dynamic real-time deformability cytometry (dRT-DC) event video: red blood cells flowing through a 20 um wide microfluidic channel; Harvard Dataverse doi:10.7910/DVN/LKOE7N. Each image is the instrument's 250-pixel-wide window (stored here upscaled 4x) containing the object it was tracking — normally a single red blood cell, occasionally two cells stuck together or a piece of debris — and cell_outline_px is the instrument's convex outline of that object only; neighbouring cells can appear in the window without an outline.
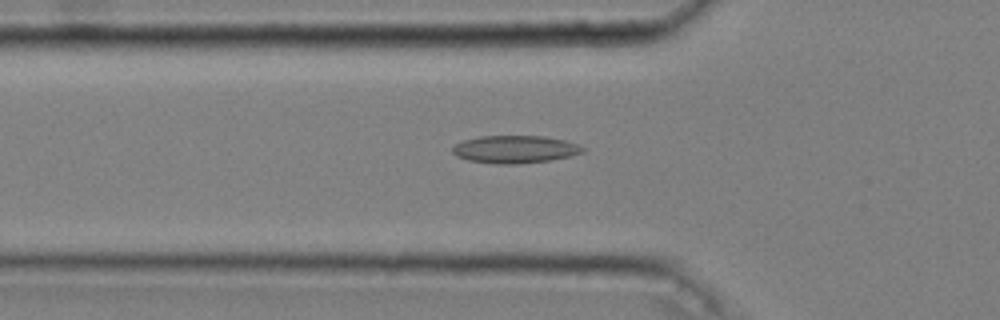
{"species": "common noctule bat (a hibernating species)", "species_latin": "Nyctalus noctula", "temperature_condition": "cold", "stored_images_in_passage": 38, "camera_frame_rate_fps": 3000, "um_per_image_px": 0.085, "animal": {"sex": "male", "body_mass_g": 20.4}, "frame": {"image": 1, "passage_image": 5, "time_ms": 1.333, "image_size_px": [1000, 320], "cell_outline_px": [[584, 152], [572, 156], [548, 160], [516, 164], [496, 164], [468, 160], [456, 156], [452, 152], [452, 148], [456, 144], [464, 140], [480, 136], [544, 136], [564, 140], [576, 144], [584, 148]], "centroid_in_image_um": [43.76, 12.69], "position_along_channel_um": 82.0, "area_um2": 20.87}}
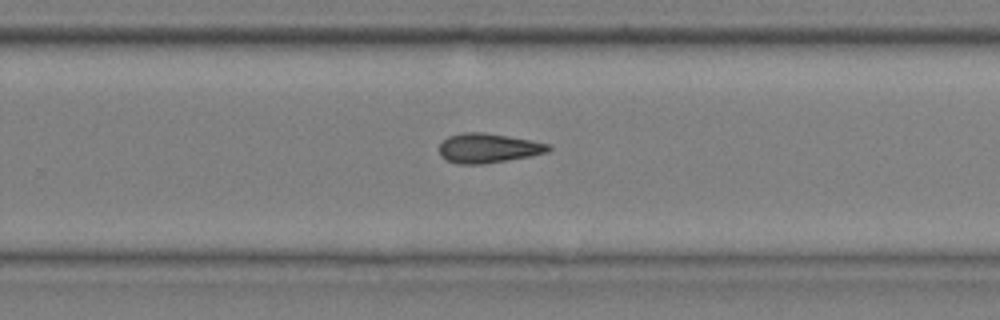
{"frame": {"image": 2, "passage_image": 22, "time_ms": 7.0, "image_size_px": [1000, 320], "cell_outline_px": [[552, 148], [548, 152], [508, 160], [484, 164], [456, 164], [440, 156], [440, 144], [448, 136], [464, 132], [484, 132], [508, 136], [552, 144]], "centroid_in_image_um": [41.51, 12.59], "position_along_channel_um": 288.3, "area_um2": 18.79}}
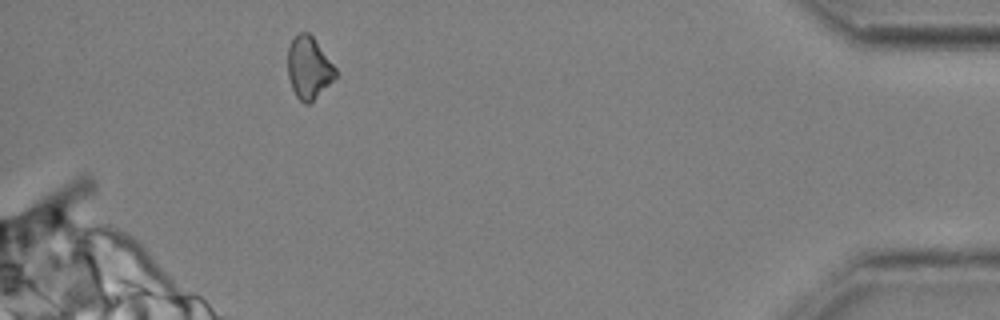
{"frame": {"image": 3, "passage_image": 36, "time_ms": 11.667, "image_size_px": [1000, 320], "cell_outline_px": [[336, 76], [308, 104], [304, 104], [296, 96], [292, 88], [288, 76], [288, 48], [292, 40], [300, 32], [308, 32], [312, 36], [336, 68]], "centroid_in_image_um": [26.22, 5.75], "position_along_channel_um": 409.0, "area_um2": 16.82}}